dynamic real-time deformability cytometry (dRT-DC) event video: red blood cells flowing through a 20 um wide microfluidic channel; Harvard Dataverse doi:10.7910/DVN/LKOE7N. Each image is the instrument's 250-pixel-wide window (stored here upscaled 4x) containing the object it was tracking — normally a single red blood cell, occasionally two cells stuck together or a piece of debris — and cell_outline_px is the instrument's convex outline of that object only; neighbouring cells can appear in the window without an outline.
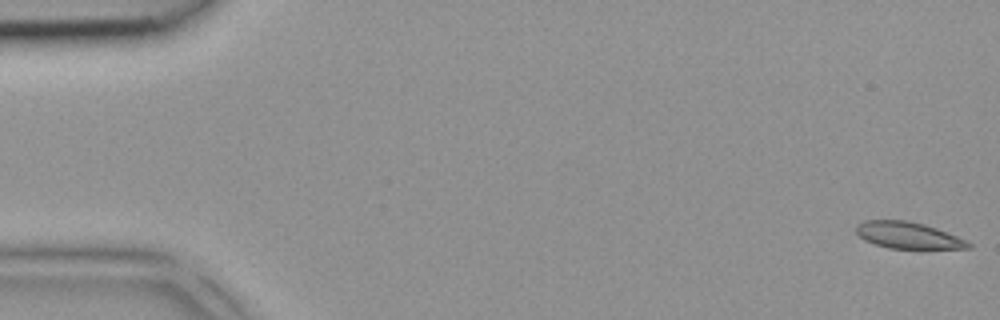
{"species": "common noctule bat (a hibernating species)", "species_latin": "Nyctalus noctula", "temperature_condition": "room temperature", "stored_images_in_passage": 5, "camera_frame_rate_fps": 3000, "um_per_image_px": 0.085, "animal": {"sex": "female", "body_mass_g": 18.4}, "frame": {"image": 1, "passage_image": 1, "time_ms": 0.0, "image_size_px": [1000, 320], "cell_outline_px": [[972, 248], [920, 252], [888, 248], [864, 240], [856, 232], [856, 228], [864, 220], [908, 220], [924, 224], [936, 228], [956, 236], [972, 244]], "centroid_in_image_um": [77.28, 20.07], "position_along_channel_um": 7.7, "area_um2": 18.26}}
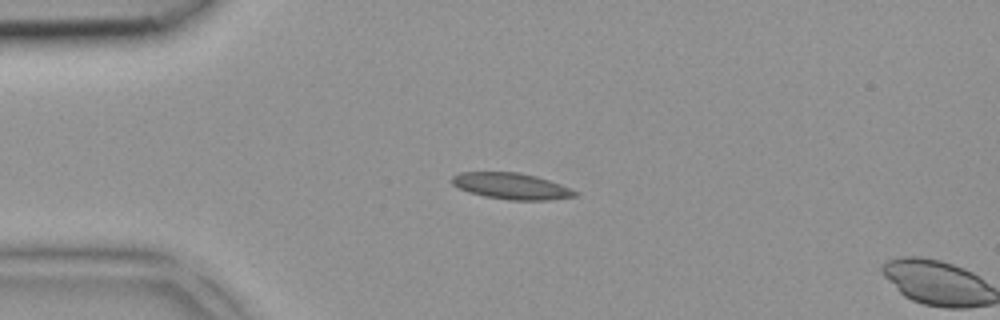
{"frame": {"image": 2, "passage_image": 4, "time_ms": 1.0, "image_size_px": [1000, 320], "cell_outline_px": [[580, 192], [576, 196], [548, 200], [508, 200], [484, 196], [468, 192], [456, 188], [452, 184], [452, 176], [460, 172], [520, 172], [536, 176], [560, 184]], "centroid_in_image_um": [43.45, 15.82], "position_along_channel_um": 41.6, "area_um2": 18.96}}